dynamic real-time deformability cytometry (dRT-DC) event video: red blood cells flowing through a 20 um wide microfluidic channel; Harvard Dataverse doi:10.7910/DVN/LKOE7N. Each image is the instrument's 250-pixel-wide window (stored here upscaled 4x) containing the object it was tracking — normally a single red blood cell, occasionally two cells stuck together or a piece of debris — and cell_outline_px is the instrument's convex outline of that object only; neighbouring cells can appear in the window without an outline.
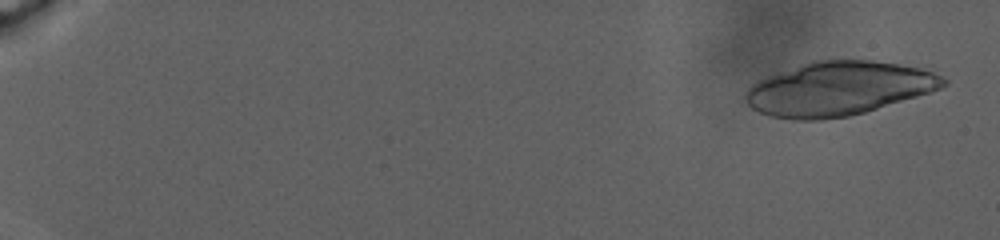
{"species": "human", "species_latin": "Homo sapiens", "temperature_condition": "warm", "stored_images_in_passage": 20, "camera_frame_rate_fps": 3000, "um_per_image_px": 0.085, "donor": {"sex": "male"}, "frame": {"image": 1, "passage_image": 3, "time_ms": 1.0, "image_size_px": [1000, 240], "cell_outline_px": [[948, 84], [940, 88], [916, 96], [864, 112], [848, 116], [820, 120], [792, 120], [772, 116], [760, 112], [752, 108], [744, 100], [744, 96], [748, 88], [752, 84], [768, 76], [812, 60], [872, 60], [900, 64], [924, 68], [948, 80]], "centroid_in_image_um": [71.26, 7.53], "position_along_channel_um": 13.7, "area_um2": 61.79}}